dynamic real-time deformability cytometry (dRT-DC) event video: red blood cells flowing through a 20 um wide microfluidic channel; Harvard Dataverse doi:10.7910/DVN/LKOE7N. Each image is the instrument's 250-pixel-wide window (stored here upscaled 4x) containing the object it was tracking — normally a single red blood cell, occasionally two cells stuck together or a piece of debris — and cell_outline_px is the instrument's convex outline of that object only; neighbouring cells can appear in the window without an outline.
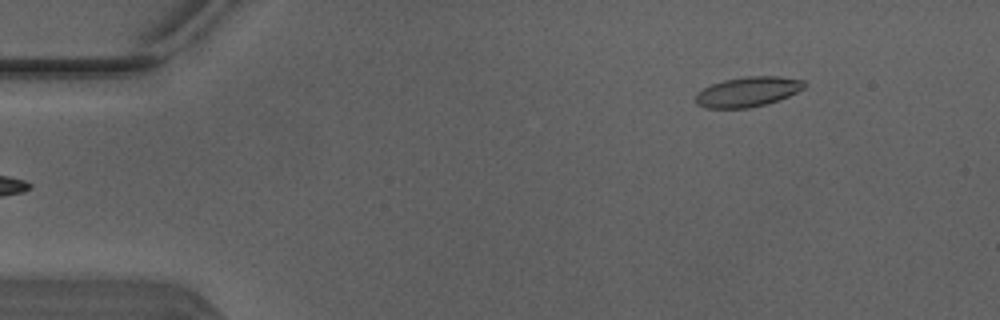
{"species": "Egyptian fruit bat (a non-hibernating species)", "species_latin": "Rousettus aegyptiacus", "temperature_condition": "warm", "stored_images_in_passage": 2, "camera_frame_rate_fps": 3000, "um_per_image_px": 0.085, "animal": {"sex": "male"}, "frame": {"image": 1, "passage_image": 2, "time_ms": 0.333, "image_size_px": [1000, 320], "cell_outline_px": [[808, 84], [804, 88], [788, 96], [768, 104], [748, 108], [708, 108], [696, 104], [696, 92], [712, 84], [724, 80], [744, 76], [780, 76], [804, 80]], "centroid_in_image_um": [63.58, 7.79], "position_along_channel_um": 21.4, "area_um2": 19.07}}